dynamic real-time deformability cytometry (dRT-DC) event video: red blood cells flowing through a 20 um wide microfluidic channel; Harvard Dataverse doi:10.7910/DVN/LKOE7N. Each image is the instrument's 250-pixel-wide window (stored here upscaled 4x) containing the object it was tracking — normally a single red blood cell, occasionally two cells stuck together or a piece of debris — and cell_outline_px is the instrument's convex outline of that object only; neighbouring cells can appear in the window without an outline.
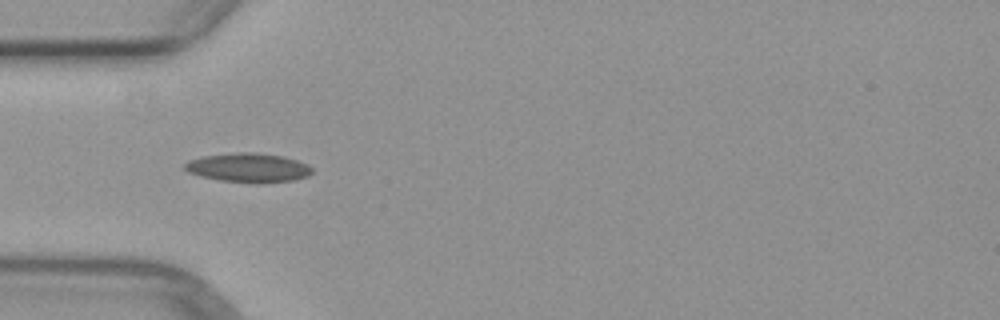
{"species": "common noctule bat (a hibernating species)", "species_latin": "Nyctalus noctula", "temperature_condition": "warm", "stored_images_in_passage": 6, "camera_frame_rate_fps": 3000, "um_per_image_px": 0.085, "animal": {"sex": "female", "body_mass_g": 29.2, "forearm_length_mm": 56.3}, "frame": {"image": 1, "passage_image": 4, "time_ms": 3.667, "image_size_px": [1000, 320], "cell_outline_px": [[312, 172], [308, 176], [292, 180], [264, 184], [256, 184], [220, 180], [200, 176], [188, 172], [184, 168], [184, 164], [188, 160], [204, 156], [240, 152], [256, 152], [280, 156], [296, 160], [308, 164], [312, 168]], "centroid_in_image_um": [21.11, 14.27], "position_along_channel_um": 63.9, "area_um2": 21.73}}
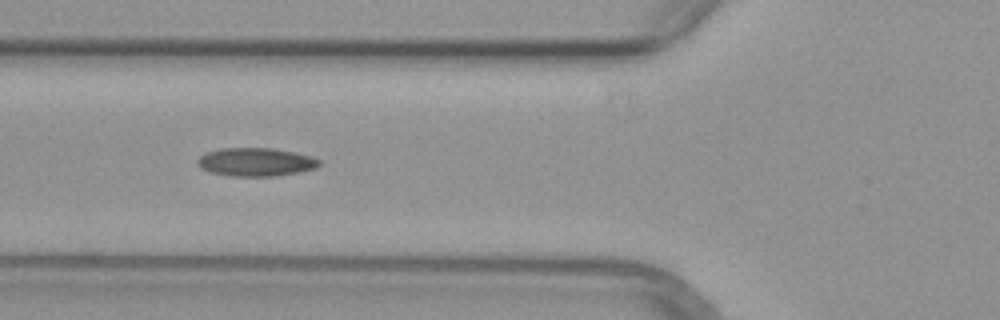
{"frame": {"image": 2, "passage_image": 5, "time_ms": 4.667, "image_size_px": [1000, 320], "cell_outline_px": [[320, 164], [316, 168], [300, 172], [276, 176], [228, 176], [208, 172], [200, 168], [196, 164], [196, 160], [200, 156], [208, 152], [220, 148], [272, 148], [296, 152], [312, 156], [320, 160]], "centroid_in_image_um": [21.73, 13.77], "position_along_channel_um": 104.1, "area_um2": 20.4}}
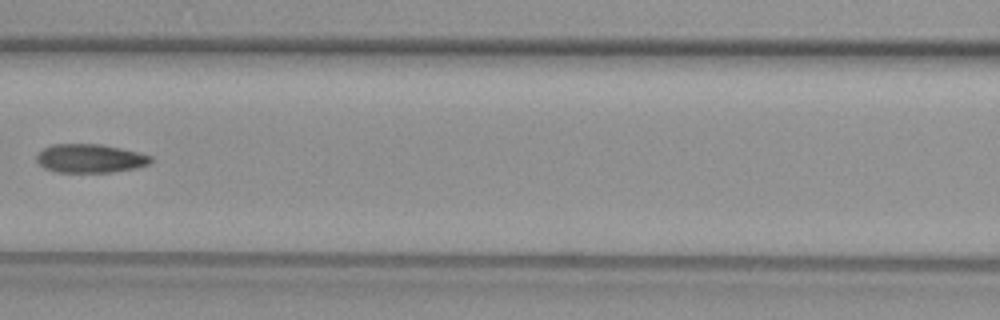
{"frame": {"image": 3, "passage_image": 6, "time_ms": 6.0, "image_size_px": [1000, 320], "cell_outline_px": [[152, 160], [148, 164], [136, 168], [112, 172], [56, 172], [44, 168], [36, 160], [36, 156], [44, 148], [52, 144], [100, 144], [120, 148], [152, 156]], "centroid_in_image_um": [7.64, 13.47], "position_along_channel_um": 159.0, "area_um2": 18.96}}